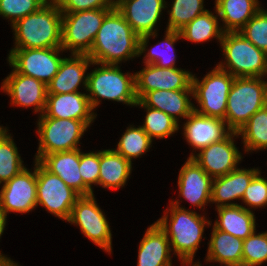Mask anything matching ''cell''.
Returning a JSON list of instances; mask_svg holds the SVG:
<instances>
[{
    "label": "cell",
    "mask_w": 267,
    "mask_h": 266,
    "mask_svg": "<svg viewBox=\"0 0 267 266\" xmlns=\"http://www.w3.org/2000/svg\"><path fill=\"white\" fill-rule=\"evenodd\" d=\"M88 56L92 62L105 65L139 57V36L117 8L105 16Z\"/></svg>",
    "instance_id": "1"
},
{
    "label": "cell",
    "mask_w": 267,
    "mask_h": 266,
    "mask_svg": "<svg viewBox=\"0 0 267 266\" xmlns=\"http://www.w3.org/2000/svg\"><path fill=\"white\" fill-rule=\"evenodd\" d=\"M11 26L15 35L13 49L61 47L62 12L57 1H47Z\"/></svg>",
    "instance_id": "2"
},
{
    "label": "cell",
    "mask_w": 267,
    "mask_h": 266,
    "mask_svg": "<svg viewBox=\"0 0 267 266\" xmlns=\"http://www.w3.org/2000/svg\"><path fill=\"white\" fill-rule=\"evenodd\" d=\"M179 202L178 199L171 201L165 215L156 223L166 233L171 250H174L178 259L182 262H193L203 237L205 225H211V223L195 211L180 207ZM168 213H170V220Z\"/></svg>",
    "instance_id": "3"
},
{
    "label": "cell",
    "mask_w": 267,
    "mask_h": 266,
    "mask_svg": "<svg viewBox=\"0 0 267 266\" xmlns=\"http://www.w3.org/2000/svg\"><path fill=\"white\" fill-rule=\"evenodd\" d=\"M101 65L87 73V96L94 110L100 104V98L122 102L134 106L136 96L135 73H122L118 65Z\"/></svg>",
    "instance_id": "4"
},
{
    "label": "cell",
    "mask_w": 267,
    "mask_h": 266,
    "mask_svg": "<svg viewBox=\"0 0 267 266\" xmlns=\"http://www.w3.org/2000/svg\"><path fill=\"white\" fill-rule=\"evenodd\" d=\"M267 105V81L263 77H235L227 98L225 122L238 130L258 110Z\"/></svg>",
    "instance_id": "5"
},
{
    "label": "cell",
    "mask_w": 267,
    "mask_h": 266,
    "mask_svg": "<svg viewBox=\"0 0 267 266\" xmlns=\"http://www.w3.org/2000/svg\"><path fill=\"white\" fill-rule=\"evenodd\" d=\"M225 63L217 66L234 77H263L267 75V54L258 49L240 32H226L220 41Z\"/></svg>",
    "instance_id": "6"
},
{
    "label": "cell",
    "mask_w": 267,
    "mask_h": 266,
    "mask_svg": "<svg viewBox=\"0 0 267 266\" xmlns=\"http://www.w3.org/2000/svg\"><path fill=\"white\" fill-rule=\"evenodd\" d=\"M112 9L62 13L61 48L71 55H88L105 16Z\"/></svg>",
    "instance_id": "7"
},
{
    "label": "cell",
    "mask_w": 267,
    "mask_h": 266,
    "mask_svg": "<svg viewBox=\"0 0 267 266\" xmlns=\"http://www.w3.org/2000/svg\"><path fill=\"white\" fill-rule=\"evenodd\" d=\"M234 76L216 66L199 81L195 74L192 78L193 97L198 102L194 111L203 116L225 120L227 98Z\"/></svg>",
    "instance_id": "8"
},
{
    "label": "cell",
    "mask_w": 267,
    "mask_h": 266,
    "mask_svg": "<svg viewBox=\"0 0 267 266\" xmlns=\"http://www.w3.org/2000/svg\"><path fill=\"white\" fill-rule=\"evenodd\" d=\"M39 147L35 160L40 161L45 155L80 149V138L88 126L81 120L40 117L37 123Z\"/></svg>",
    "instance_id": "9"
},
{
    "label": "cell",
    "mask_w": 267,
    "mask_h": 266,
    "mask_svg": "<svg viewBox=\"0 0 267 266\" xmlns=\"http://www.w3.org/2000/svg\"><path fill=\"white\" fill-rule=\"evenodd\" d=\"M37 206L41 205L56 217L68 221L72 207L81 195L67 186L57 175L36 161Z\"/></svg>",
    "instance_id": "10"
},
{
    "label": "cell",
    "mask_w": 267,
    "mask_h": 266,
    "mask_svg": "<svg viewBox=\"0 0 267 266\" xmlns=\"http://www.w3.org/2000/svg\"><path fill=\"white\" fill-rule=\"evenodd\" d=\"M61 51H64L61 47L11 49L8 62L18 73L48 85L64 59L58 56Z\"/></svg>",
    "instance_id": "11"
},
{
    "label": "cell",
    "mask_w": 267,
    "mask_h": 266,
    "mask_svg": "<svg viewBox=\"0 0 267 266\" xmlns=\"http://www.w3.org/2000/svg\"><path fill=\"white\" fill-rule=\"evenodd\" d=\"M69 223L78 225L81 232L104 251H112V234L103 211L93 195L81 196L72 207Z\"/></svg>",
    "instance_id": "12"
},
{
    "label": "cell",
    "mask_w": 267,
    "mask_h": 266,
    "mask_svg": "<svg viewBox=\"0 0 267 266\" xmlns=\"http://www.w3.org/2000/svg\"><path fill=\"white\" fill-rule=\"evenodd\" d=\"M166 7L165 0H126L117 7L139 36V56L147 51L149 38L157 36L155 27Z\"/></svg>",
    "instance_id": "13"
},
{
    "label": "cell",
    "mask_w": 267,
    "mask_h": 266,
    "mask_svg": "<svg viewBox=\"0 0 267 266\" xmlns=\"http://www.w3.org/2000/svg\"><path fill=\"white\" fill-rule=\"evenodd\" d=\"M238 136L237 132L231 131L224 139L199 150L197 155L191 153L190 158L213 179L224 176L237 169L243 158L234 144L233 137Z\"/></svg>",
    "instance_id": "14"
},
{
    "label": "cell",
    "mask_w": 267,
    "mask_h": 266,
    "mask_svg": "<svg viewBox=\"0 0 267 266\" xmlns=\"http://www.w3.org/2000/svg\"><path fill=\"white\" fill-rule=\"evenodd\" d=\"M144 65L142 70L135 73L138 100L153 90H193V74L190 71L177 67L160 68L155 64Z\"/></svg>",
    "instance_id": "15"
},
{
    "label": "cell",
    "mask_w": 267,
    "mask_h": 266,
    "mask_svg": "<svg viewBox=\"0 0 267 266\" xmlns=\"http://www.w3.org/2000/svg\"><path fill=\"white\" fill-rule=\"evenodd\" d=\"M36 160L34 172L24 168L18 175L3 184L0 191V206L6 215L9 212L28 213L37 206Z\"/></svg>",
    "instance_id": "16"
},
{
    "label": "cell",
    "mask_w": 267,
    "mask_h": 266,
    "mask_svg": "<svg viewBox=\"0 0 267 266\" xmlns=\"http://www.w3.org/2000/svg\"><path fill=\"white\" fill-rule=\"evenodd\" d=\"M1 89L10 96V104L24 108L33 106L36 113L40 112V116L44 113L48 88L38 79L23 75L13 69L3 80Z\"/></svg>",
    "instance_id": "17"
},
{
    "label": "cell",
    "mask_w": 267,
    "mask_h": 266,
    "mask_svg": "<svg viewBox=\"0 0 267 266\" xmlns=\"http://www.w3.org/2000/svg\"><path fill=\"white\" fill-rule=\"evenodd\" d=\"M93 111L86 93L47 94L46 108L40 117L81 120L89 127L97 116Z\"/></svg>",
    "instance_id": "18"
},
{
    "label": "cell",
    "mask_w": 267,
    "mask_h": 266,
    "mask_svg": "<svg viewBox=\"0 0 267 266\" xmlns=\"http://www.w3.org/2000/svg\"><path fill=\"white\" fill-rule=\"evenodd\" d=\"M212 183L213 178L188 157L179 172V196L190 201L193 206L203 208L211 202Z\"/></svg>",
    "instance_id": "19"
},
{
    "label": "cell",
    "mask_w": 267,
    "mask_h": 266,
    "mask_svg": "<svg viewBox=\"0 0 267 266\" xmlns=\"http://www.w3.org/2000/svg\"><path fill=\"white\" fill-rule=\"evenodd\" d=\"M183 124L185 140L193 148L201 150L214 142L224 139L231 130L222 119L203 116L193 111Z\"/></svg>",
    "instance_id": "20"
},
{
    "label": "cell",
    "mask_w": 267,
    "mask_h": 266,
    "mask_svg": "<svg viewBox=\"0 0 267 266\" xmlns=\"http://www.w3.org/2000/svg\"><path fill=\"white\" fill-rule=\"evenodd\" d=\"M48 171L57 175L67 186L74 189L81 196L94 193L83 183L79 172L80 149L56 152L45 155L39 161Z\"/></svg>",
    "instance_id": "21"
},
{
    "label": "cell",
    "mask_w": 267,
    "mask_h": 266,
    "mask_svg": "<svg viewBox=\"0 0 267 266\" xmlns=\"http://www.w3.org/2000/svg\"><path fill=\"white\" fill-rule=\"evenodd\" d=\"M71 56L62 60L59 70L47 85L48 94L79 92L81 83L87 89L86 71L93 62L88 55L72 54Z\"/></svg>",
    "instance_id": "22"
},
{
    "label": "cell",
    "mask_w": 267,
    "mask_h": 266,
    "mask_svg": "<svg viewBox=\"0 0 267 266\" xmlns=\"http://www.w3.org/2000/svg\"><path fill=\"white\" fill-rule=\"evenodd\" d=\"M259 169L237 168L230 173L213 179L211 202L221 206H236L231 200L242 199L247 186ZM230 201V203H229ZM227 202V203H226Z\"/></svg>",
    "instance_id": "23"
},
{
    "label": "cell",
    "mask_w": 267,
    "mask_h": 266,
    "mask_svg": "<svg viewBox=\"0 0 267 266\" xmlns=\"http://www.w3.org/2000/svg\"><path fill=\"white\" fill-rule=\"evenodd\" d=\"M193 90H153L147 92L140 101L170 115L177 123L179 117L186 119L193 111L194 104L189 100Z\"/></svg>",
    "instance_id": "24"
},
{
    "label": "cell",
    "mask_w": 267,
    "mask_h": 266,
    "mask_svg": "<svg viewBox=\"0 0 267 266\" xmlns=\"http://www.w3.org/2000/svg\"><path fill=\"white\" fill-rule=\"evenodd\" d=\"M171 246L166 233L155 222L139 244L137 266H172Z\"/></svg>",
    "instance_id": "25"
},
{
    "label": "cell",
    "mask_w": 267,
    "mask_h": 266,
    "mask_svg": "<svg viewBox=\"0 0 267 266\" xmlns=\"http://www.w3.org/2000/svg\"><path fill=\"white\" fill-rule=\"evenodd\" d=\"M214 8L226 33L239 32L262 7L258 0H215Z\"/></svg>",
    "instance_id": "26"
},
{
    "label": "cell",
    "mask_w": 267,
    "mask_h": 266,
    "mask_svg": "<svg viewBox=\"0 0 267 266\" xmlns=\"http://www.w3.org/2000/svg\"><path fill=\"white\" fill-rule=\"evenodd\" d=\"M216 209L219 219H216L213 225L215 229L242 240H245L256 230L255 215L245 206H221Z\"/></svg>",
    "instance_id": "27"
},
{
    "label": "cell",
    "mask_w": 267,
    "mask_h": 266,
    "mask_svg": "<svg viewBox=\"0 0 267 266\" xmlns=\"http://www.w3.org/2000/svg\"><path fill=\"white\" fill-rule=\"evenodd\" d=\"M206 262L225 266H242L243 240L213 227Z\"/></svg>",
    "instance_id": "28"
},
{
    "label": "cell",
    "mask_w": 267,
    "mask_h": 266,
    "mask_svg": "<svg viewBox=\"0 0 267 266\" xmlns=\"http://www.w3.org/2000/svg\"><path fill=\"white\" fill-rule=\"evenodd\" d=\"M132 171V163L114 149L100 151L98 185L103 188L124 187Z\"/></svg>",
    "instance_id": "29"
},
{
    "label": "cell",
    "mask_w": 267,
    "mask_h": 266,
    "mask_svg": "<svg viewBox=\"0 0 267 266\" xmlns=\"http://www.w3.org/2000/svg\"><path fill=\"white\" fill-rule=\"evenodd\" d=\"M217 16L209 10L198 15L179 30L181 38L195 43L206 42L211 38H216L220 42L224 32L222 27H219Z\"/></svg>",
    "instance_id": "30"
},
{
    "label": "cell",
    "mask_w": 267,
    "mask_h": 266,
    "mask_svg": "<svg viewBox=\"0 0 267 266\" xmlns=\"http://www.w3.org/2000/svg\"><path fill=\"white\" fill-rule=\"evenodd\" d=\"M245 152L267 149V105L258 110L238 130Z\"/></svg>",
    "instance_id": "31"
},
{
    "label": "cell",
    "mask_w": 267,
    "mask_h": 266,
    "mask_svg": "<svg viewBox=\"0 0 267 266\" xmlns=\"http://www.w3.org/2000/svg\"><path fill=\"white\" fill-rule=\"evenodd\" d=\"M134 106H140L147 110L144 124L141 127L152 140L153 138H167L179 130V124L165 112L147 107L140 100Z\"/></svg>",
    "instance_id": "32"
},
{
    "label": "cell",
    "mask_w": 267,
    "mask_h": 266,
    "mask_svg": "<svg viewBox=\"0 0 267 266\" xmlns=\"http://www.w3.org/2000/svg\"><path fill=\"white\" fill-rule=\"evenodd\" d=\"M152 141L141 126L130 125L114 150L132 163L133 158H138L150 149Z\"/></svg>",
    "instance_id": "33"
},
{
    "label": "cell",
    "mask_w": 267,
    "mask_h": 266,
    "mask_svg": "<svg viewBox=\"0 0 267 266\" xmlns=\"http://www.w3.org/2000/svg\"><path fill=\"white\" fill-rule=\"evenodd\" d=\"M24 168L13 138L7 134L0 141V184H5Z\"/></svg>",
    "instance_id": "34"
},
{
    "label": "cell",
    "mask_w": 267,
    "mask_h": 266,
    "mask_svg": "<svg viewBox=\"0 0 267 266\" xmlns=\"http://www.w3.org/2000/svg\"><path fill=\"white\" fill-rule=\"evenodd\" d=\"M165 38L163 42H158L156 46L148 50V53L144 55L145 64H155L160 68H174L176 67V55L175 48L173 47L178 39H181L179 31L166 30ZM162 47V48H160ZM169 50L170 53H169ZM167 51V52H166ZM168 53V54H167Z\"/></svg>",
    "instance_id": "35"
},
{
    "label": "cell",
    "mask_w": 267,
    "mask_h": 266,
    "mask_svg": "<svg viewBox=\"0 0 267 266\" xmlns=\"http://www.w3.org/2000/svg\"><path fill=\"white\" fill-rule=\"evenodd\" d=\"M204 0H174L169 12V22L166 30L179 31L198 15L207 11Z\"/></svg>",
    "instance_id": "36"
},
{
    "label": "cell",
    "mask_w": 267,
    "mask_h": 266,
    "mask_svg": "<svg viewBox=\"0 0 267 266\" xmlns=\"http://www.w3.org/2000/svg\"><path fill=\"white\" fill-rule=\"evenodd\" d=\"M267 261V231H254L243 240L242 266H260Z\"/></svg>",
    "instance_id": "37"
},
{
    "label": "cell",
    "mask_w": 267,
    "mask_h": 266,
    "mask_svg": "<svg viewBox=\"0 0 267 266\" xmlns=\"http://www.w3.org/2000/svg\"><path fill=\"white\" fill-rule=\"evenodd\" d=\"M247 40L267 54V11L260 9L239 31Z\"/></svg>",
    "instance_id": "38"
},
{
    "label": "cell",
    "mask_w": 267,
    "mask_h": 266,
    "mask_svg": "<svg viewBox=\"0 0 267 266\" xmlns=\"http://www.w3.org/2000/svg\"><path fill=\"white\" fill-rule=\"evenodd\" d=\"M48 0H0V15L13 25L17 20L34 13Z\"/></svg>",
    "instance_id": "39"
},
{
    "label": "cell",
    "mask_w": 267,
    "mask_h": 266,
    "mask_svg": "<svg viewBox=\"0 0 267 266\" xmlns=\"http://www.w3.org/2000/svg\"><path fill=\"white\" fill-rule=\"evenodd\" d=\"M260 171L253 177L252 181L246 188L243 198L241 199L249 211L252 208L266 207L267 205V180L260 176Z\"/></svg>",
    "instance_id": "40"
},
{
    "label": "cell",
    "mask_w": 267,
    "mask_h": 266,
    "mask_svg": "<svg viewBox=\"0 0 267 266\" xmlns=\"http://www.w3.org/2000/svg\"><path fill=\"white\" fill-rule=\"evenodd\" d=\"M100 166V150L98 152L82 153L80 151L79 172L83 183L93 192L92 184L98 185Z\"/></svg>",
    "instance_id": "41"
},
{
    "label": "cell",
    "mask_w": 267,
    "mask_h": 266,
    "mask_svg": "<svg viewBox=\"0 0 267 266\" xmlns=\"http://www.w3.org/2000/svg\"><path fill=\"white\" fill-rule=\"evenodd\" d=\"M62 13L95 9H115L110 0H56Z\"/></svg>",
    "instance_id": "42"
},
{
    "label": "cell",
    "mask_w": 267,
    "mask_h": 266,
    "mask_svg": "<svg viewBox=\"0 0 267 266\" xmlns=\"http://www.w3.org/2000/svg\"><path fill=\"white\" fill-rule=\"evenodd\" d=\"M7 215L5 213V211L2 209V207L0 206V237L3 235L2 233L4 232V228L6 226V219ZM5 255H3L0 252V257H4Z\"/></svg>",
    "instance_id": "43"
},
{
    "label": "cell",
    "mask_w": 267,
    "mask_h": 266,
    "mask_svg": "<svg viewBox=\"0 0 267 266\" xmlns=\"http://www.w3.org/2000/svg\"><path fill=\"white\" fill-rule=\"evenodd\" d=\"M0 266H19L18 263H14L10 258L4 256L0 257Z\"/></svg>",
    "instance_id": "44"
},
{
    "label": "cell",
    "mask_w": 267,
    "mask_h": 266,
    "mask_svg": "<svg viewBox=\"0 0 267 266\" xmlns=\"http://www.w3.org/2000/svg\"><path fill=\"white\" fill-rule=\"evenodd\" d=\"M7 127L3 128V126H0V141L9 133L8 130L6 129Z\"/></svg>",
    "instance_id": "45"
},
{
    "label": "cell",
    "mask_w": 267,
    "mask_h": 266,
    "mask_svg": "<svg viewBox=\"0 0 267 266\" xmlns=\"http://www.w3.org/2000/svg\"><path fill=\"white\" fill-rule=\"evenodd\" d=\"M124 1L126 0H110L111 2V5L114 7V8H117L119 5H121Z\"/></svg>",
    "instance_id": "46"
},
{
    "label": "cell",
    "mask_w": 267,
    "mask_h": 266,
    "mask_svg": "<svg viewBox=\"0 0 267 266\" xmlns=\"http://www.w3.org/2000/svg\"><path fill=\"white\" fill-rule=\"evenodd\" d=\"M182 264H186V265H192V266H202L199 262H195L193 264V262H182Z\"/></svg>",
    "instance_id": "47"
}]
</instances>
